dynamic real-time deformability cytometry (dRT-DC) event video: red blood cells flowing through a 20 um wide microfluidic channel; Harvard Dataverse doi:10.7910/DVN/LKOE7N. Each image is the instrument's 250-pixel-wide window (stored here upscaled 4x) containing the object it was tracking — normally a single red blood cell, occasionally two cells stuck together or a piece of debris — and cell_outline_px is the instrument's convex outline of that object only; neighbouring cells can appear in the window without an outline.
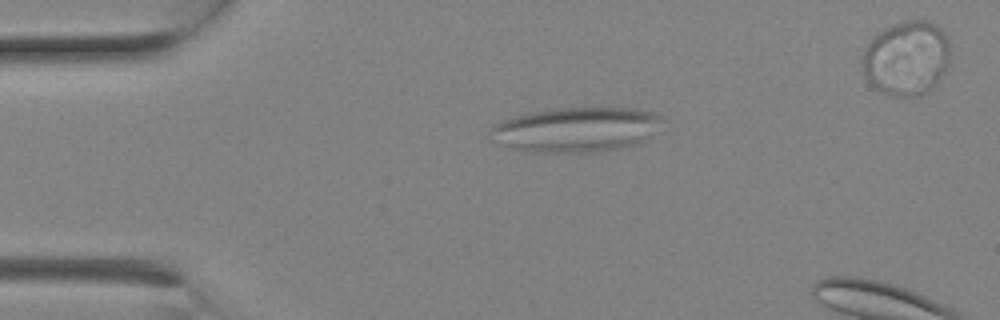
{"species": "Egyptian fruit bat (a non-hibernating species)", "species_latin": "Rousettus aegyptiacus", "temperature_condition": "room temperature", "stored_images_in_passage": 3, "camera_frame_rate_fps": 3000, "um_per_image_px": 0.085, "animal": {"sex": "female"}, "frame": {"image": 1, "passage_image": 2, "time_ms": 0.333, "image_size_px": [1000, 320], "cell_outline_px": [[664, 120], [640, 140], [632, 144], [616, 148], [592, 152], [536, 152], [508, 148], [488, 132], [496, 124], [504, 120], [516, 116], [548, 108], [636, 108], [652, 112], [660, 116]], "centroid_in_image_um": [48.92, 10.99], "position_along_channel_um": 36.1, "area_um2": 43.75}}